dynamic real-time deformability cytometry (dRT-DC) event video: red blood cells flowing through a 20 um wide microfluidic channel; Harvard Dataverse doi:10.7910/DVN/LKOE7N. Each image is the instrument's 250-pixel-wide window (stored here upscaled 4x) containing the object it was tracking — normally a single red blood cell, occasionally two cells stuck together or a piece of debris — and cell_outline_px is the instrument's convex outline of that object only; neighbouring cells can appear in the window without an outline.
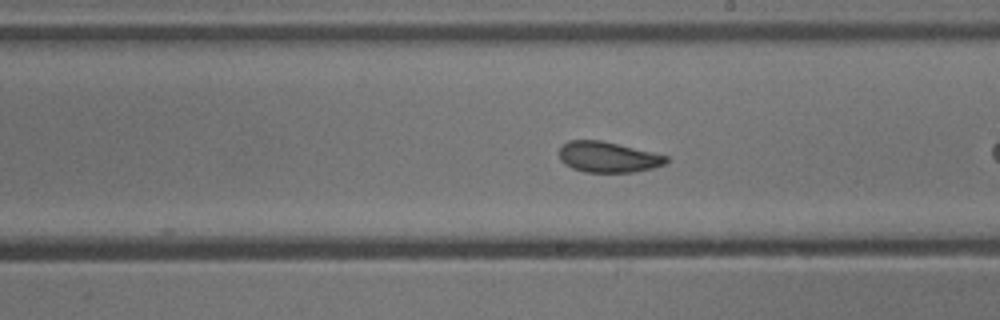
{"species": "common noctule bat (a hibernating species)", "species_latin": "Nyctalus noctula", "temperature_condition": "cold", "stored_images_in_passage": 19, "camera_frame_rate_fps": 3000, "um_per_image_px": 0.085, "animal": {"sex": "male", "body_mass_g": 13.3}, "frame": {"image": 1, "passage_image": 16, "time_ms": 5.0, "image_size_px": [1000, 320], "cell_outline_px": [[668, 160], [664, 164], [652, 168], [632, 172], [584, 172], [572, 168], [564, 164], [560, 160], [560, 144], [568, 140], [600, 140], [652, 152], [668, 156]], "centroid_in_image_um": [51.63, 13.34], "position_along_channel_um": 237.4, "area_um2": 19.07}}